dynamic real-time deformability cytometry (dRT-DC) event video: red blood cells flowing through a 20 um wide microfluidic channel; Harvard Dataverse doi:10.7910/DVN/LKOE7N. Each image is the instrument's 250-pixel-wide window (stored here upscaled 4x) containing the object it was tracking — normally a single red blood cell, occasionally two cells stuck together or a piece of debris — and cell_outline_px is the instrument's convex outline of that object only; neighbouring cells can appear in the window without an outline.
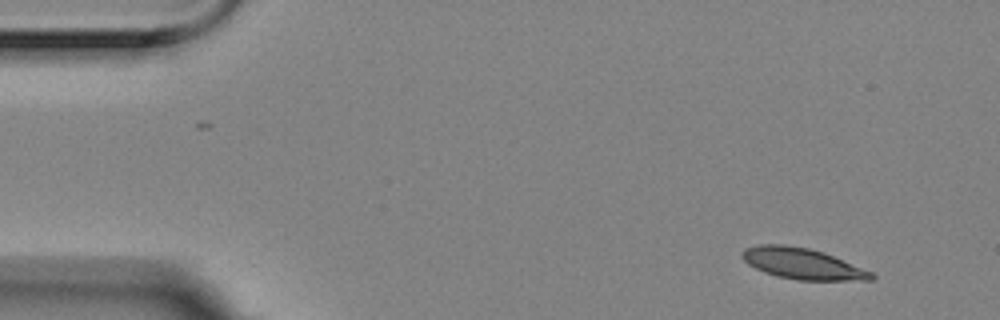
{"species": "Egyptian fruit bat (a non-hibernating species)", "species_latin": "Rousettus aegyptiacus", "temperature_condition": "room temperature", "stored_images_in_passage": 4, "camera_frame_rate_fps": 3000, "um_per_image_px": 0.085, "animal": {"sex": "female"}, "frame": {"image": 1, "passage_image": 1, "time_ms": 0.0, "image_size_px": [1000, 320], "cell_outline_px": [[876, 280], [796, 280], [776, 276], [764, 272], [748, 264], [740, 256], [740, 252], [744, 248], [760, 244], [784, 244], [808, 248], [824, 252], [872, 272], [876, 276]], "centroid_in_image_um": [68.18, 22.41], "position_along_channel_um": 16.8, "area_um2": 23.47}}
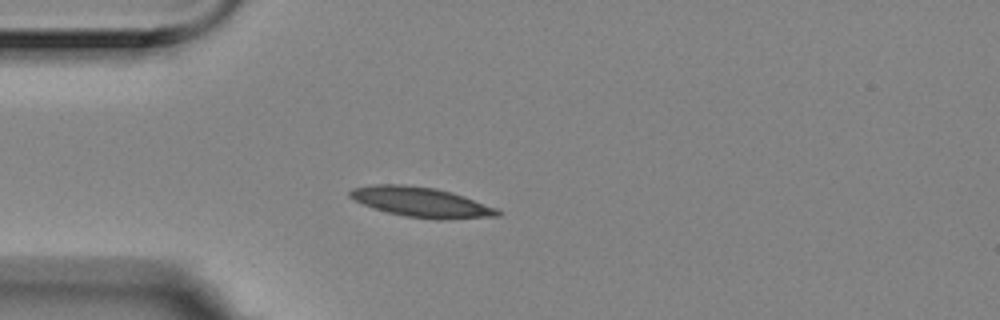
{"frame": {"image": 2, "passage_image": 4, "time_ms": 1.0, "image_size_px": [1000, 320], "cell_outline_px": [[504, 212], [500, 216], [444, 220], [436, 220], [404, 216], [388, 212], [364, 204], [348, 196], [348, 192], [352, 188], [376, 184], [404, 184], [436, 188], [452, 192], [464, 196], [496, 208]], "centroid_in_image_um": [35.85, 17.18], "position_along_channel_um": 49.2, "area_um2": 25.84}}